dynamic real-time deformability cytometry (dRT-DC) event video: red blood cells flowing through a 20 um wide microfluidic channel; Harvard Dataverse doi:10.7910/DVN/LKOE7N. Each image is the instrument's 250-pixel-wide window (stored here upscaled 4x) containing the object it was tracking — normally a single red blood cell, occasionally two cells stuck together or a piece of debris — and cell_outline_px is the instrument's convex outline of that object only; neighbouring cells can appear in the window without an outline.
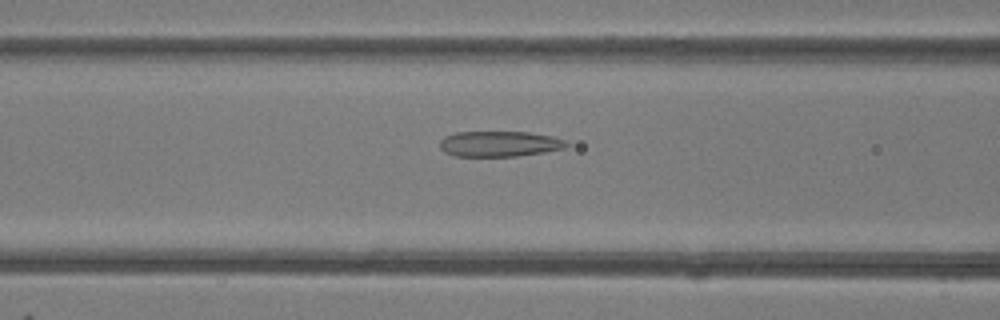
{"species": "common noctule bat (a hibernating species)", "species_latin": "Nyctalus noctula", "temperature_condition": "room temperature", "stored_images_in_passage": 49, "camera_frame_rate_fps": 3000, "um_per_image_px": 0.085, "animal": {"sex": "female"}, "frame": {"image": 1, "passage_image": 20, "time_ms": 6.333, "image_size_px": [1000, 320], "cell_outline_px": [[568, 144], [564, 148], [544, 152], [516, 156], [452, 156], [444, 152], [440, 148], [440, 140], [444, 136], [456, 132], [528, 132], [552, 136], [564, 140]], "centroid_in_image_um": [42.4, 12.23], "position_along_channel_um": 124.2, "area_um2": 18.84}}
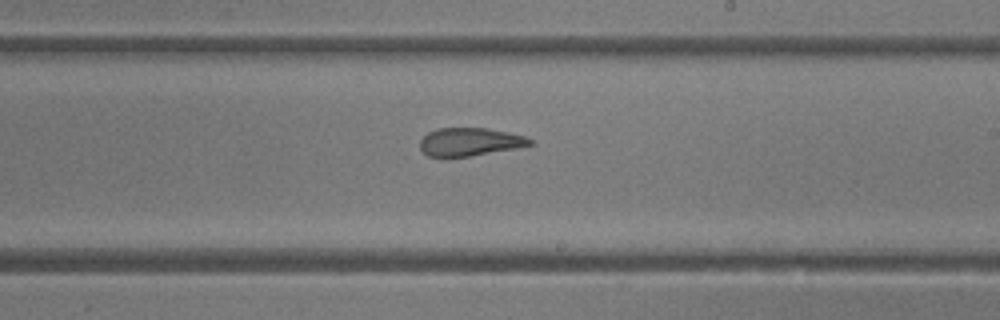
{"frame": {"image": 2, "passage_image": 29, "time_ms": 9.333, "image_size_px": [1000, 320], "cell_outline_px": [[532, 144], [516, 148], [444, 160], [428, 156], [420, 148], [420, 140], [428, 132], [436, 128], [488, 128], [508, 132], [524, 136], [532, 140]], "centroid_in_image_um": [39.86, 12.08], "position_along_channel_um": 249.1, "area_um2": 18.32}}
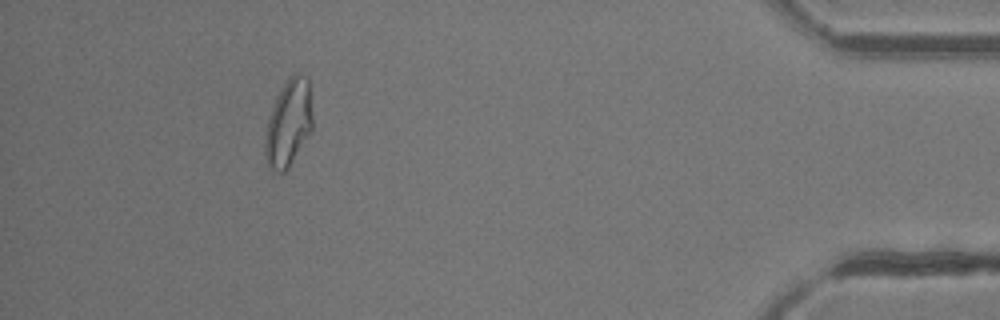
{"frame": {"image": 3, "passage_image": 45, "time_ms": 14.667, "image_size_px": [1000, 320], "cell_outline_px": [[312, 128], [288, 168], [284, 172], [272, 172], [268, 168], [264, 156], [264, 140], [268, 120], [276, 96], [280, 88], [288, 76], [292, 72], [300, 72], [308, 76], [312, 112]], "centroid_in_image_um": [24.51, 10.42], "position_along_channel_um": 410.7, "area_um2": 24.39}, "authors_computed_cell_mechanics": {"area_um2": 21.7328, "velocity_mm_per_s": 4.1614, "shape_relaxation_time_tau1_ms": null, "shape_relaxation_time_tau2_ms": 1.8424, "deformation_change_tau1": null, "deformation_change_tau2": 0.1047}}